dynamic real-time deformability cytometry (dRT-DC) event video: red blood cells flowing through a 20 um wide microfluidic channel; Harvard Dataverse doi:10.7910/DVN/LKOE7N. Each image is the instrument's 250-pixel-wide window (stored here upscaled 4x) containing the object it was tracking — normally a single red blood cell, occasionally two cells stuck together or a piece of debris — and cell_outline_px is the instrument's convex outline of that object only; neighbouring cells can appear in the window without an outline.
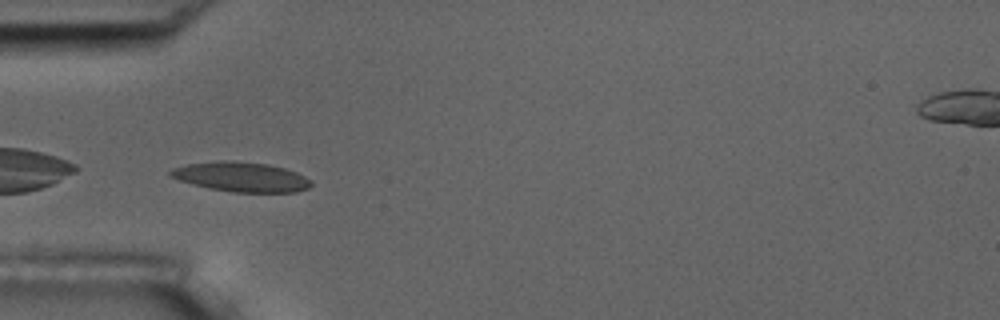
{"species": "common noctule bat (a hibernating species)", "species_latin": "Nyctalus noctula", "temperature_condition": "room temperature", "stored_images_in_passage": 6, "camera_frame_rate_fps": 3000, "um_per_image_px": 0.085, "animal": {"sex": "male", "body_mass_g": 17.5, "forearm_length_mm": 52.3}, "frame": {"image": 1, "passage_image": 5, "time_ms": 4.333, "image_size_px": [1000, 320], "cell_outline_px": [[312, 184], [308, 188], [296, 192], [232, 192], [208, 188], [192, 184], [168, 176], [168, 172], [172, 168], [188, 164], [220, 160], [232, 160], [268, 164], [284, 168], [296, 172], [312, 180]], "centroid_in_image_um": [20.49, 15.03], "position_along_channel_um": 64.5, "area_um2": 24.45}}